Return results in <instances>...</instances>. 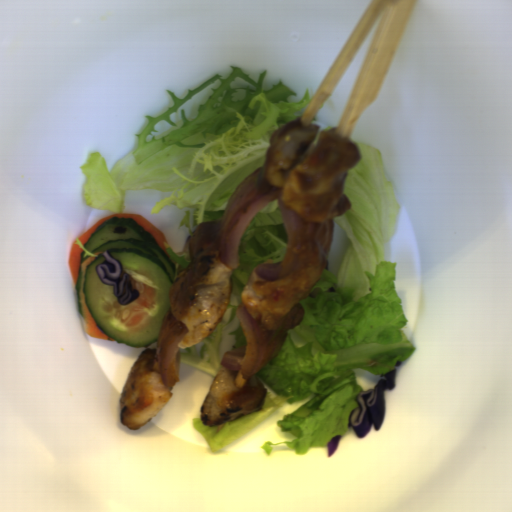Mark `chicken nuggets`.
<instances>
[{"mask_svg":"<svg viewBox=\"0 0 512 512\" xmlns=\"http://www.w3.org/2000/svg\"><path fill=\"white\" fill-rule=\"evenodd\" d=\"M267 388L256 374L221 368L216 373L201 410L202 424L220 426L262 408Z\"/></svg>","mask_w":512,"mask_h":512,"instance_id":"obj_5","label":"chicken nuggets"},{"mask_svg":"<svg viewBox=\"0 0 512 512\" xmlns=\"http://www.w3.org/2000/svg\"><path fill=\"white\" fill-rule=\"evenodd\" d=\"M218 224L210 221L195 228L188 247L191 262L169 288L171 311L188 329L177 344L181 350L207 338L230 304L234 267L221 259Z\"/></svg>","mask_w":512,"mask_h":512,"instance_id":"obj_2","label":"chicken nuggets"},{"mask_svg":"<svg viewBox=\"0 0 512 512\" xmlns=\"http://www.w3.org/2000/svg\"><path fill=\"white\" fill-rule=\"evenodd\" d=\"M173 395L159 373L157 348L140 352L118 399L119 419L123 426L139 430L164 408Z\"/></svg>","mask_w":512,"mask_h":512,"instance_id":"obj_4","label":"chicken nuggets"},{"mask_svg":"<svg viewBox=\"0 0 512 512\" xmlns=\"http://www.w3.org/2000/svg\"><path fill=\"white\" fill-rule=\"evenodd\" d=\"M320 129L318 123L304 124L301 116L279 126L260 165L262 181L282 187L280 197L290 214L310 225L350 211L344 188L348 170L361 160L348 135L337 127Z\"/></svg>","mask_w":512,"mask_h":512,"instance_id":"obj_1","label":"chicken nuggets"},{"mask_svg":"<svg viewBox=\"0 0 512 512\" xmlns=\"http://www.w3.org/2000/svg\"><path fill=\"white\" fill-rule=\"evenodd\" d=\"M297 258L293 274L275 281L246 282L241 301L251 318L271 331H285L302 323L306 311L299 303L317 285L328 261L316 240L293 249Z\"/></svg>","mask_w":512,"mask_h":512,"instance_id":"obj_3","label":"chicken nuggets"}]
</instances>
